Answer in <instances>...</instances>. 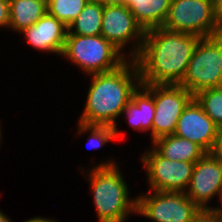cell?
<instances>
[{
  "label": "cell",
  "instance_id": "obj_1",
  "mask_svg": "<svg viewBox=\"0 0 222 222\" xmlns=\"http://www.w3.org/2000/svg\"><path fill=\"white\" fill-rule=\"evenodd\" d=\"M200 39L163 27L146 30L141 51L135 58L141 84L179 85Z\"/></svg>",
  "mask_w": 222,
  "mask_h": 222
},
{
  "label": "cell",
  "instance_id": "obj_2",
  "mask_svg": "<svg viewBox=\"0 0 222 222\" xmlns=\"http://www.w3.org/2000/svg\"><path fill=\"white\" fill-rule=\"evenodd\" d=\"M89 77L86 102L77 121L88 125L112 126L115 128L116 139L123 140L125 131L118 130L117 119H120L132 93L141 84L137 62L135 59H127L112 71Z\"/></svg>",
  "mask_w": 222,
  "mask_h": 222
},
{
  "label": "cell",
  "instance_id": "obj_3",
  "mask_svg": "<svg viewBox=\"0 0 222 222\" xmlns=\"http://www.w3.org/2000/svg\"><path fill=\"white\" fill-rule=\"evenodd\" d=\"M98 162L81 169L92 192L97 221L126 222L132 214L137 215V197H130L129 186L116 160Z\"/></svg>",
  "mask_w": 222,
  "mask_h": 222
},
{
  "label": "cell",
  "instance_id": "obj_4",
  "mask_svg": "<svg viewBox=\"0 0 222 222\" xmlns=\"http://www.w3.org/2000/svg\"><path fill=\"white\" fill-rule=\"evenodd\" d=\"M62 57L86 76L112 71L128 58L102 35L66 34Z\"/></svg>",
  "mask_w": 222,
  "mask_h": 222
},
{
  "label": "cell",
  "instance_id": "obj_5",
  "mask_svg": "<svg viewBox=\"0 0 222 222\" xmlns=\"http://www.w3.org/2000/svg\"><path fill=\"white\" fill-rule=\"evenodd\" d=\"M179 85L193 95L222 87V34L199 40Z\"/></svg>",
  "mask_w": 222,
  "mask_h": 222
},
{
  "label": "cell",
  "instance_id": "obj_6",
  "mask_svg": "<svg viewBox=\"0 0 222 222\" xmlns=\"http://www.w3.org/2000/svg\"><path fill=\"white\" fill-rule=\"evenodd\" d=\"M164 29L201 38L222 34L214 12V0H171Z\"/></svg>",
  "mask_w": 222,
  "mask_h": 222
},
{
  "label": "cell",
  "instance_id": "obj_7",
  "mask_svg": "<svg viewBox=\"0 0 222 222\" xmlns=\"http://www.w3.org/2000/svg\"><path fill=\"white\" fill-rule=\"evenodd\" d=\"M154 98L152 142L174 134L177 121L194 95L181 85L141 84Z\"/></svg>",
  "mask_w": 222,
  "mask_h": 222
},
{
  "label": "cell",
  "instance_id": "obj_8",
  "mask_svg": "<svg viewBox=\"0 0 222 222\" xmlns=\"http://www.w3.org/2000/svg\"><path fill=\"white\" fill-rule=\"evenodd\" d=\"M150 193V194H149ZM137 215L153 222H190L201 210L185 192L139 193Z\"/></svg>",
  "mask_w": 222,
  "mask_h": 222
},
{
  "label": "cell",
  "instance_id": "obj_9",
  "mask_svg": "<svg viewBox=\"0 0 222 222\" xmlns=\"http://www.w3.org/2000/svg\"><path fill=\"white\" fill-rule=\"evenodd\" d=\"M141 166L146 172L148 188L160 192H185L189 186L194 164L171 161L161 156L152 146L141 155Z\"/></svg>",
  "mask_w": 222,
  "mask_h": 222
},
{
  "label": "cell",
  "instance_id": "obj_10",
  "mask_svg": "<svg viewBox=\"0 0 222 222\" xmlns=\"http://www.w3.org/2000/svg\"><path fill=\"white\" fill-rule=\"evenodd\" d=\"M101 35L128 59H135L141 51L145 31L126 6H104Z\"/></svg>",
  "mask_w": 222,
  "mask_h": 222
},
{
  "label": "cell",
  "instance_id": "obj_11",
  "mask_svg": "<svg viewBox=\"0 0 222 222\" xmlns=\"http://www.w3.org/2000/svg\"><path fill=\"white\" fill-rule=\"evenodd\" d=\"M185 194L200 209H213L210 201L217 195L220 202L222 197V162L205 153L194 164Z\"/></svg>",
  "mask_w": 222,
  "mask_h": 222
},
{
  "label": "cell",
  "instance_id": "obj_12",
  "mask_svg": "<svg viewBox=\"0 0 222 222\" xmlns=\"http://www.w3.org/2000/svg\"><path fill=\"white\" fill-rule=\"evenodd\" d=\"M218 126L193 99L179 117L174 135L198 144L208 153L214 143Z\"/></svg>",
  "mask_w": 222,
  "mask_h": 222
},
{
  "label": "cell",
  "instance_id": "obj_13",
  "mask_svg": "<svg viewBox=\"0 0 222 222\" xmlns=\"http://www.w3.org/2000/svg\"><path fill=\"white\" fill-rule=\"evenodd\" d=\"M68 27L48 12L34 25L24 29L21 34L26 43L39 52L57 54L61 57Z\"/></svg>",
  "mask_w": 222,
  "mask_h": 222
},
{
  "label": "cell",
  "instance_id": "obj_14",
  "mask_svg": "<svg viewBox=\"0 0 222 222\" xmlns=\"http://www.w3.org/2000/svg\"><path fill=\"white\" fill-rule=\"evenodd\" d=\"M125 115V120L129 126L139 133L149 131L152 141V124L155 115L153 96L140 84L132 93L131 100L122 110L121 117Z\"/></svg>",
  "mask_w": 222,
  "mask_h": 222
},
{
  "label": "cell",
  "instance_id": "obj_15",
  "mask_svg": "<svg viewBox=\"0 0 222 222\" xmlns=\"http://www.w3.org/2000/svg\"><path fill=\"white\" fill-rule=\"evenodd\" d=\"M151 145L171 161L196 163L206 153L198 144L174 134L158 138Z\"/></svg>",
  "mask_w": 222,
  "mask_h": 222
},
{
  "label": "cell",
  "instance_id": "obj_16",
  "mask_svg": "<svg viewBox=\"0 0 222 222\" xmlns=\"http://www.w3.org/2000/svg\"><path fill=\"white\" fill-rule=\"evenodd\" d=\"M171 0H127L126 7L144 31L162 27L169 13Z\"/></svg>",
  "mask_w": 222,
  "mask_h": 222
},
{
  "label": "cell",
  "instance_id": "obj_17",
  "mask_svg": "<svg viewBox=\"0 0 222 222\" xmlns=\"http://www.w3.org/2000/svg\"><path fill=\"white\" fill-rule=\"evenodd\" d=\"M48 12L47 0H9V30L20 33Z\"/></svg>",
  "mask_w": 222,
  "mask_h": 222
},
{
  "label": "cell",
  "instance_id": "obj_18",
  "mask_svg": "<svg viewBox=\"0 0 222 222\" xmlns=\"http://www.w3.org/2000/svg\"><path fill=\"white\" fill-rule=\"evenodd\" d=\"M103 9L104 7L100 3L90 0L78 17L68 26L67 34L101 35Z\"/></svg>",
  "mask_w": 222,
  "mask_h": 222
},
{
  "label": "cell",
  "instance_id": "obj_19",
  "mask_svg": "<svg viewBox=\"0 0 222 222\" xmlns=\"http://www.w3.org/2000/svg\"><path fill=\"white\" fill-rule=\"evenodd\" d=\"M78 126L76 134L80 137L85 133H89L86 145L87 148L92 150H98L104 145L110 143L116 139L115 128L107 125H88L81 122H77Z\"/></svg>",
  "mask_w": 222,
  "mask_h": 222
},
{
  "label": "cell",
  "instance_id": "obj_20",
  "mask_svg": "<svg viewBox=\"0 0 222 222\" xmlns=\"http://www.w3.org/2000/svg\"><path fill=\"white\" fill-rule=\"evenodd\" d=\"M90 0H47L48 13L67 27L78 17Z\"/></svg>",
  "mask_w": 222,
  "mask_h": 222
},
{
  "label": "cell",
  "instance_id": "obj_21",
  "mask_svg": "<svg viewBox=\"0 0 222 222\" xmlns=\"http://www.w3.org/2000/svg\"><path fill=\"white\" fill-rule=\"evenodd\" d=\"M194 99L218 127L222 126V87L202 90Z\"/></svg>",
  "mask_w": 222,
  "mask_h": 222
},
{
  "label": "cell",
  "instance_id": "obj_22",
  "mask_svg": "<svg viewBox=\"0 0 222 222\" xmlns=\"http://www.w3.org/2000/svg\"><path fill=\"white\" fill-rule=\"evenodd\" d=\"M190 222H222L214 209H201Z\"/></svg>",
  "mask_w": 222,
  "mask_h": 222
},
{
  "label": "cell",
  "instance_id": "obj_23",
  "mask_svg": "<svg viewBox=\"0 0 222 222\" xmlns=\"http://www.w3.org/2000/svg\"><path fill=\"white\" fill-rule=\"evenodd\" d=\"M209 153L222 162V126L217 128L215 140Z\"/></svg>",
  "mask_w": 222,
  "mask_h": 222
},
{
  "label": "cell",
  "instance_id": "obj_24",
  "mask_svg": "<svg viewBox=\"0 0 222 222\" xmlns=\"http://www.w3.org/2000/svg\"><path fill=\"white\" fill-rule=\"evenodd\" d=\"M9 28V0H0V29Z\"/></svg>",
  "mask_w": 222,
  "mask_h": 222
},
{
  "label": "cell",
  "instance_id": "obj_25",
  "mask_svg": "<svg viewBox=\"0 0 222 222\" xmlns=\"http://www.w3.org/2000/svg\"><path fill=\"white\" fill-rule=\"evenodd\" d=\"M214 12L216 20L222 29V0H214Z\"/></svg>",
  "mask_w": 222,
  "mask_h": 222
},
{
  "label": "cell",
  "instance_id": "obj_26",
  "mask_svg": "<svg viewBox=\"0 0 222 222\" xmlns=\"http://www.w3.org/2000/svg\"><path fill=\"white\" fill-rule=\"evenodd\" d=\"M104 6H126L127 0H93Z\"/></svg>",
  "mask_w": 222,
  "mask_h": 222
},
{
  "label": "cell",
  "instance_id": "obj_27",
  "mask_svg": "<svg viewBox=\"0 0 222 222\" xmlns=\"http://www.w3.org/2000/svg\"><path fill=\"white\" fill-rule=\"evenodd\" d=\"M22 222H58L56 220H54V218H45L44 216H34L33 218L30 219H26Z\"/></svg>",
  "mask_w": 222,
  "mask_h": 222
},
{
  "label": "cell",
  "instance_id": "obj_28",
  "mask_svg": "<svg viewBox=\"0 0 222 222\" xmlns=\"http://www.w3.org/2000/svg\"><path fill=\"white\" fill-rule=\"evenodd\" d=\"M0 222H13L9 216L7 217L6 213L2 212V209L0 210Z\"/></svg>",
  "mask_w": 222,
  "mask_h": 222
},
{
  "label": "cell",
  "instance_id": "obj_29",
  "mask_svg": "<svg viewBox=\"0 0 222 222\" xmlns=\"http://www.w3.org/2000/svg\"><path fill=\"white\" fill-rule=\"evenodd\" d=\"M213 209L218 213V215H219V217L221 218V220H222V197H221V199H220V206L218 205H216V206H214L213 207Z\"/></svg>",
  "mask_w": 222,
  "mask_h": 222
},
{
  "label": "cell",
  "instance_id": "obj_30",
  "mask_svg": "<svg viewBox=\"0 0 222 222\" xmlns=\"http://www.w3.org/2000/svg\"><path fill=\"white\" fill-rule=\"evenodd\" d=\"M1 125H2V124H1V122H0V142H1L0 144H2V140H1V139H2V134H3V133H2V129H1V127H2Z\"/></svg>",
  "mask_w": 222,
  "mask_h": 222
}]
</instances>
